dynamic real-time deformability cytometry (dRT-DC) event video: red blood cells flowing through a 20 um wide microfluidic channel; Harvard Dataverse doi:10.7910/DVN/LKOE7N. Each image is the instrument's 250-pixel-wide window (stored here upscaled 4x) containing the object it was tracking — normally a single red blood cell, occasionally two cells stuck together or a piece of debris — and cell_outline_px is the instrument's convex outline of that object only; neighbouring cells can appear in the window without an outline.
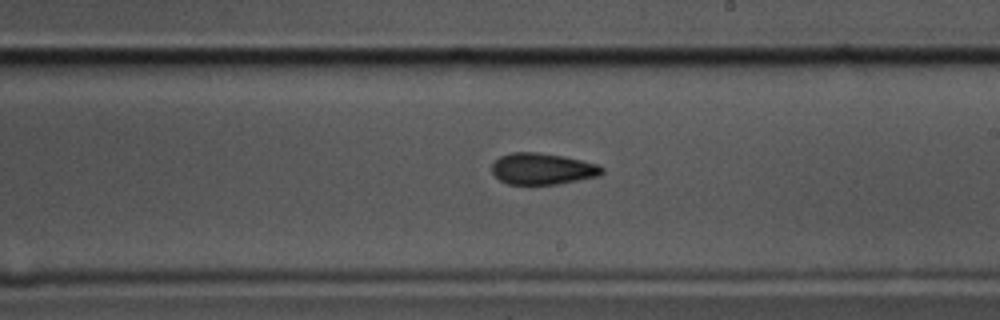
{"species": "common noctule bat (a hibernating species)", "species_latin": "Nyctalus noctula", "temperature_condition": "cold", "stored_images_in_passage": 57, "camera_frame_rate_fps": 3000, "um_per_image_px": 0.085, "animal": {"sex": "male", "body_mass_g": 17.5, "forearm_length_mm": 52.3}, "frame": {"image": 1, "passage_image": 33, "time_ms": 10.667, "image_size_px": [1000, 320], "cell_outline_px": [[604, 172], [600, 176], [556, 184], [508, 184], [500, 180], [492, 172], [492, 164], [500, 156], [512, 152], [536, 152], [560, 156], [600, 164], [604, 168]], "centroid_in_image_um": [46.13, 14.35], "position_along_channel_um": 242.9, "area_um2": 20.06}}
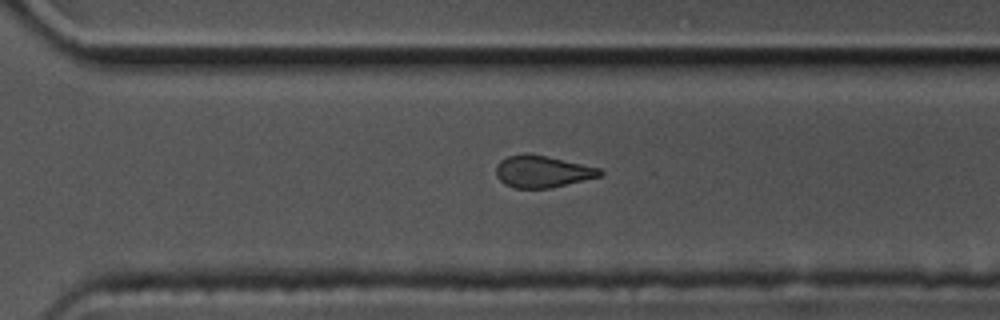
{"frame": {"image": 2, "passage_image": 40, "time_ms": 13.0, "image_size_px": [1000, 320], "cell_outline_px": [[604, 172], [600, 176], [584, 180], [548, 188], [516, 188], [504, 184], [496, 176], [496, 164], [500, 160], [508, 156], [524, 152], [528, 152], [600, 168]], "centroid_in_image_um": [46.05, 14.56], "position_along_channel_um": 324.5, "area_um2": 19.31}}
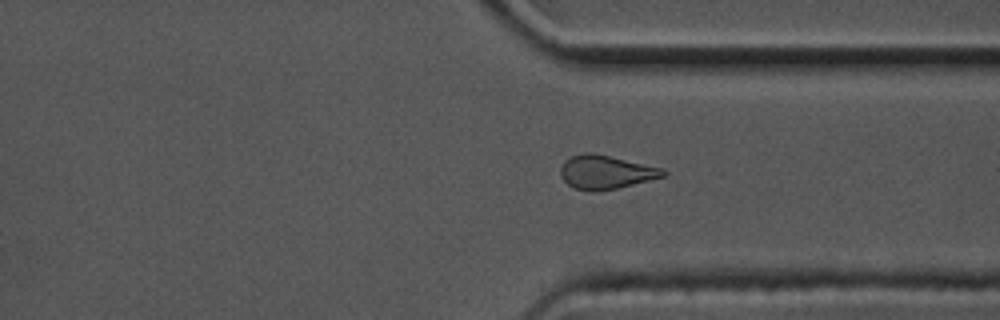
{"frame": {"image": 3, "passage_image": 43, "time_ms": 14.0, "image_size_px": [1000, 320], "cell_outline_px": [[668, 172], [664, 176], [616, 188], [592, 192], [572, 188], [560, 176], [560, 168], [564, 160], [572, 156], [588, 152], [592, 152], [664, 168]], "centroid_in_image_um": [51.47, 14.63], "position_along_channel_um": 359.9, "area_um2": 20.11}, "authors_computed_cell_mechanics": {"area_um2": 20.6924, "velocity_mm_per_s": 3.4999, "shape_relaxation_time_tau1_ms": null, "shape_relaxation_time_tau2_ms": 5.5023, "deformation_change_tau1": null, "deformation_change_tau2": 0.1221}}